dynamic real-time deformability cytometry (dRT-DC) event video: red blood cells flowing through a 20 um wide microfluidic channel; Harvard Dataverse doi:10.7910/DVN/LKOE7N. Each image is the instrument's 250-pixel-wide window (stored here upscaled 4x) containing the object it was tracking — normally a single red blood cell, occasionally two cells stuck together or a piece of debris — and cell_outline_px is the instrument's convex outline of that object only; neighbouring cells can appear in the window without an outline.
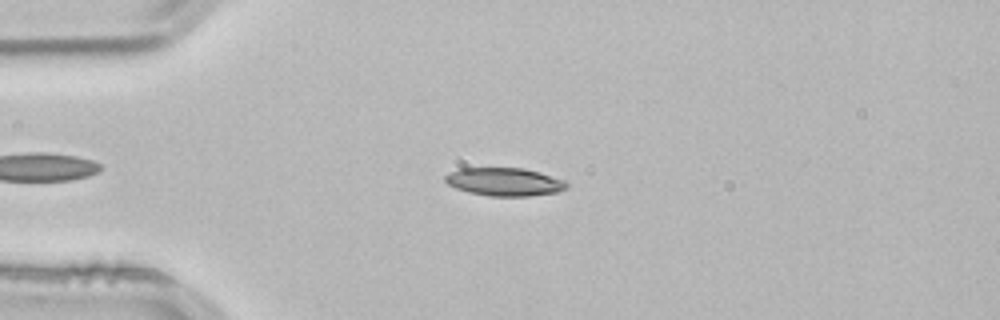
{"species": "common noctule bat (a hibernating species)", "species_latin": "Nyctalus noctula", "temperature_condition": "room temperature", "stored_images_in_passage": 51, "camera_frame_rate_fps": 3000, "um_per_image_px": 0.085, "animal": {"sex": "male", "body_mass_g": 21.5, "forearm_length_mm": 52.0}, "frame": {"image": 1, "passage_image": 10, "time_ms": 3.0, "image_size_px": [1000, 320], "cell_outline_px": [[568, 184], [564, 188], [556, 192], [528, 196], [488, 196], [468, 192], [456, 188], [448, 184], [444, 180], [444, 176], [448, 172], [460, 168], [524, 168], [540, 172], [564, 180]], "centroid_in_image_um": [42.83, 15.45], "position_along_channel_um": 42.2, "area_um2": 19.88}}
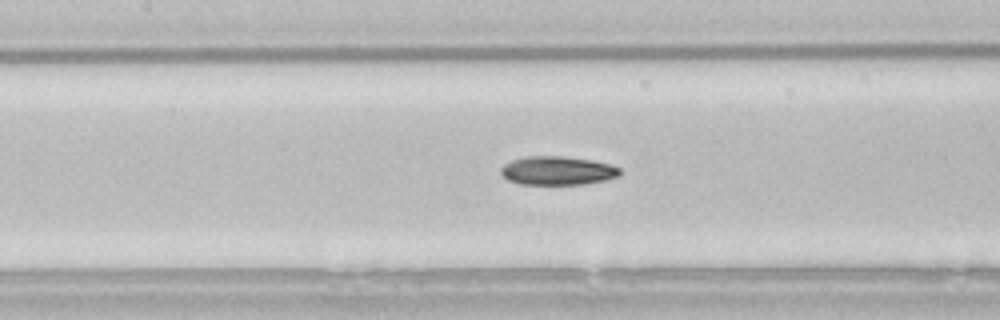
{"frame": {"image": 2, "passage_image": 21, "time_ms": 6.667, "image_size_px": [1000, 320], "cell_outline_px": [[620, 176], [604, 180], [584, 184], [520, 184], [508, 180], [500, 172], [500, 168], [504, 164], [512, 160], [528, 156], [560, 156], [592, 160], [608, 164], [620, 168]], "centroid_in_image_um": [47.37, 14.5], "position_along_channel_um": 160.0, "area_um2": 19.77}}
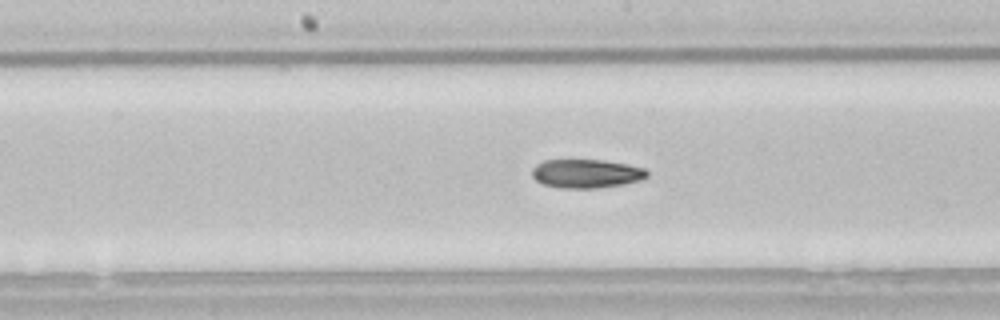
{"frame": {"image": 3, "passage_image": 24, "time_ms": 7.667, "image_size_px": [1000, 320], "cell_outline_px": [[648, 176], [640, 180], [620, 184], [596, 188], [560, 188], [544, 184], [536, 180], [532, 176], [532, 168], [536, 164], [544, 160], [604, 160], [628, 164], [644, 168], [648, 172]], "centroid_in_image_um": [49.82, 14.74], "position_along_channel_um": 198.4, "area_um2": 19.19}, "authors_computed_cell_mechanics": {"area_um2": 19.5364, "velocity_mm_per_s": 3.8376, "shape_relaxation_time_tau1_ms": 4.5867, "shape_relaxation_time_tau2_ms": null, "deformation_change_tau1": 0.1426, "deformation_change_tau2": null}}